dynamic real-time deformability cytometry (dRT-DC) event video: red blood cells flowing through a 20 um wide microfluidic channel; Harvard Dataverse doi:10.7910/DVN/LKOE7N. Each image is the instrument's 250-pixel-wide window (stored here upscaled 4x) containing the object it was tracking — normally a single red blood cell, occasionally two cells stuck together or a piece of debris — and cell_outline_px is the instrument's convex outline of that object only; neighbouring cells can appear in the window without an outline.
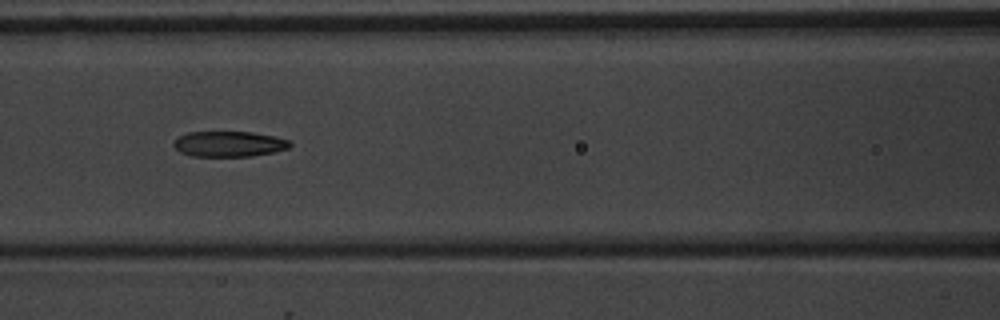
{"species": "common noctule bat (a hibernating species)", "species_latin": "Nyctalus noctula", "temperature_condition": "warm", "stored_images_in_passage": 15, "camera_frame_rate_fps": 3000, "um_per_image_px": 0.085, "animal": {"sex": "male", "body_mass_g": 20.1, "forearm_length_mm": 53.5}, "frame": {"image": 1, "passage_image": 7, "time_ms": 7.667, "image_size_px": [1000, 320], "cell_outline_px": [[292, 144], [288, 148], [272, 152], [252, 156], [192, 156], [180, 152], [172, 144], [180, 136], [188, 132], [252, 132], [292, 140]], "centroid_in_image_um": [19.48, 12.23], "position_along_channel_um": 147.1, "area_um2": 17.17}}
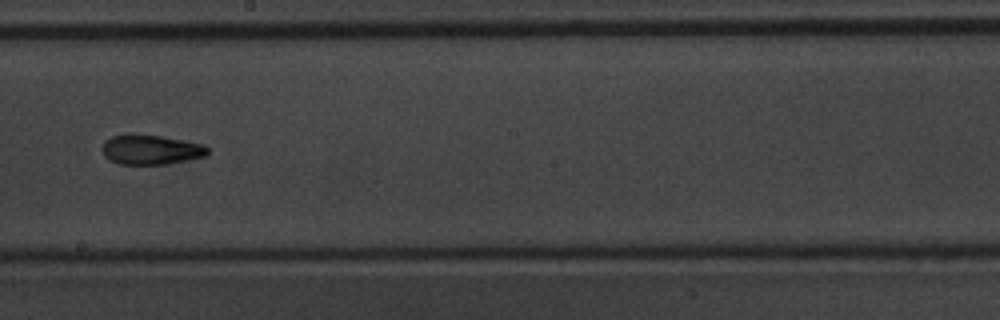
{"frame": {"image": 2, "passage_image": 9, "time_ms": 10.0, "image_size_px": [1000, 320], "cell_outline_px": [[208, 152], [204, 156], [164, 164], [120, 164], [108, 160], [104, 156], [104, 140], [112, 136], [160, 136], [204, 144], [208, 148]], "centroid_in_image_um": [12.83, 12.74], "position_along_channel_um": 235.4, "area_um2": 17.57}}
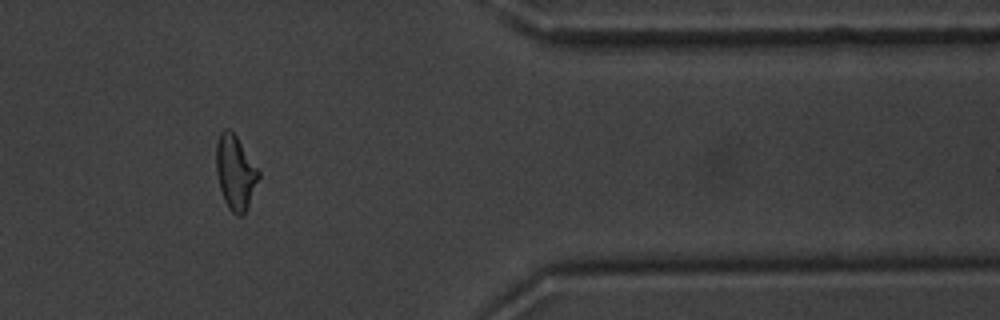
{"frame": {"image": 3, "passage_image": 13, "time_ms": 14.667, "image_size_px": [1000, 320], "cell_outline_px": [[260, 176], [244, 216], [236, 216], [228, 208], [224, 200], [220, 188], [216, 172], [216, 144], [220, 132], [224, 128], [228, 128], [236, 136], [260, 172]], "centroid_in_image_um": [19.99, 14.68], "position_along_channel_um": 391.4, "area_um2": 18.32}, "authors_computed_cell_mechanics": {"area_um2": 18.3804, "velocity_mm_per_s": 3.7854, "shape_relaxation_time_tau1_ms": 4.6122, "shape_relaxation_time_tau2_ms": 2.5353, "deformation_change_tau1": 0.174, "deformation_change_tau2": 0.0807}}